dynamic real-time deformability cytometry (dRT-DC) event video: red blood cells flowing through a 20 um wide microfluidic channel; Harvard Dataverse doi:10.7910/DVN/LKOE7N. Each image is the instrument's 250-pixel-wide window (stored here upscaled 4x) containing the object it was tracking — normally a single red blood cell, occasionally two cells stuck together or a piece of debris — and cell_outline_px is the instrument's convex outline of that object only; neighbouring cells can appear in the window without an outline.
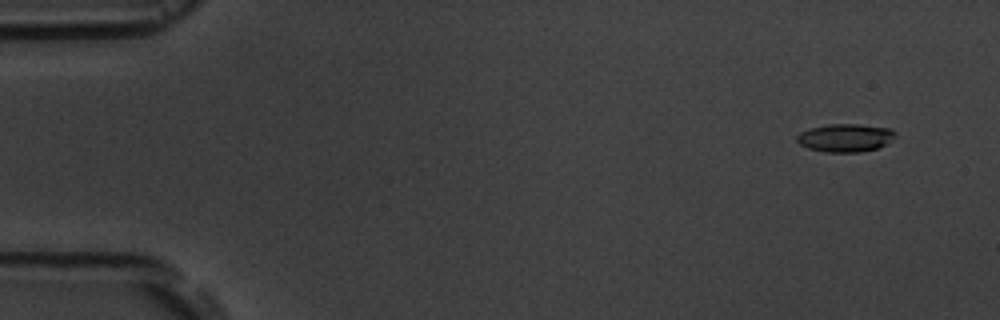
{"species": "common noctule bat (a hibernating species)", "species_latin": "Nyctalus noctula", "temperature_condition": "room temperature", "stored_images_in_passage": 7, "camera_frame_rate_fps": 3000, "um_per_image_px": 0.085, "animal": {"sex": "male", "body_mass_g": 19.5, "forearm_length_mm": 54.6}, "frame": {"image": 1, "passage_image": 2, "time_ms": 1.0, "image_size_px": [1000, 320], "cell_outline_px": [[896, 132], [892, 140], [888, 144], [876, 148], [860, 152], [824, 152], [808, 148], [800, 144], [796, 140], [796, 136], [800, 132], [812, 128], [828, 124], [860, 124], [892, 128]], "centroid_in_image_um": [71.88, 11.71], "position_along_channel_um": 13.1, "area_um2": 16.18}}
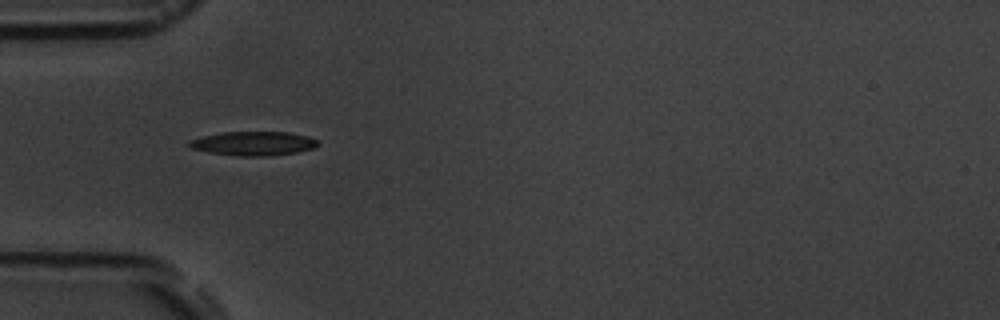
{"frame": {"image": 2, "passage_image": 6, "time_ms": 5.667, "image_size_px": [1000, 320], "cell_outline_px": [[320, 144], [312, 148], [296, 152], [268, 156], [236, 156], [208, 152], [192, 148], [188, 144], [188, 140], [204, 136], [224, 132], [288, 132], [308, 136], [316, 140]], "centroid_in_image_um": [21.53, 12.19], "position_along_channel_um": 63.5, "area_um2": 17.92}}
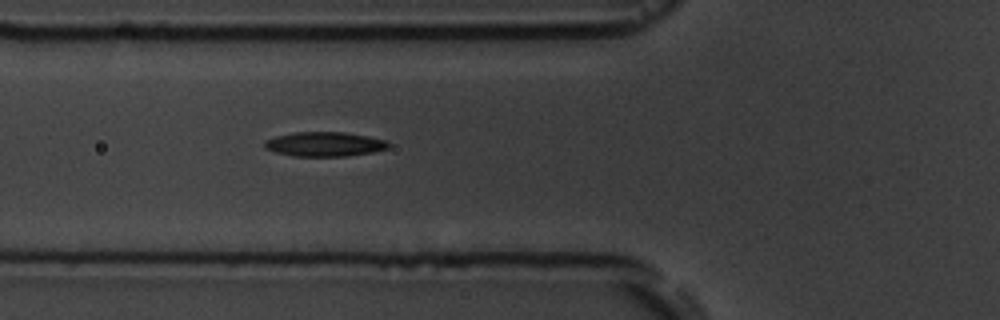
{"frame": {"image": 3, "passage_image": 7, "time_ms": 6.667, "image_size_px": [1000, 320], "cell_outline_px": [[388, 148], [372, 152], [348, 156], [292, 156], [276, 152], [264, 148], [264, 140], [276, 136], [292, 132], [344, 132], [368, 136], [384, 140], [388, 144]], "centroid_in_image_um": [27.54, 12.25], "position_along_channel_um": 98.3, "area_um2": 17.63}}